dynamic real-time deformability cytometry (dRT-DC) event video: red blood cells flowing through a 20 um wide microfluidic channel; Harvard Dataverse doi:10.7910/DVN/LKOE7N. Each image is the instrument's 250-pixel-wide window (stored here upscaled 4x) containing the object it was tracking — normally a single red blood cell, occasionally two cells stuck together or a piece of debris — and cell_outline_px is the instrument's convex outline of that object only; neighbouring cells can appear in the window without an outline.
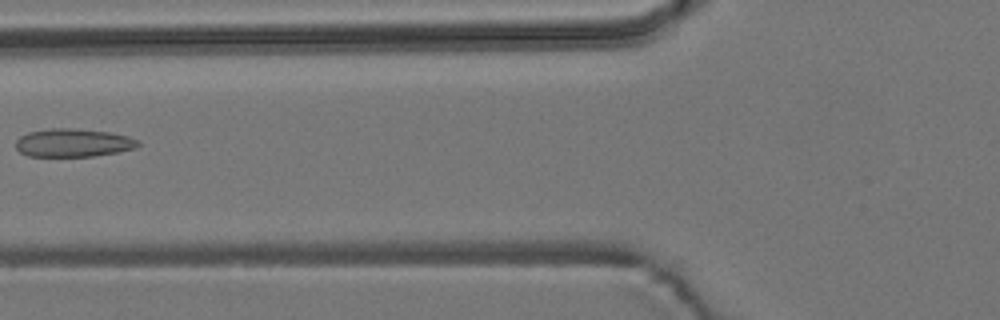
{"species": "common noctule bat (a hibernating species)", "species_latin": "Nyctalus noctula", "temperature_condition": "room temperature", "stored_images_in_passage": 8, "camera_frame_rate_fps": 3000, "um_per_image_px": 0.085, "animal": {"sex": "male", "body_mass_g": 19.2, "forearm_length_mm": 51.8}, "frame": {"image": 1, "passage_image": 7, "time_ms": 8.0, "image_size_px": [1000, 320], "cell_outline_px": [[140, 144], [136, 148], [116, 152], [92, 156], [28, 156], [20, 152], [16, 148], [16, 140], [20, 136], [28, 132], [52, 128], [76, 128], [108, 132], [128, 136], [140, 140]], "centroid_in_image_um": [6.22, 12.13], "position_along_channel_um": 119.6, "area_um2": 20.11}}
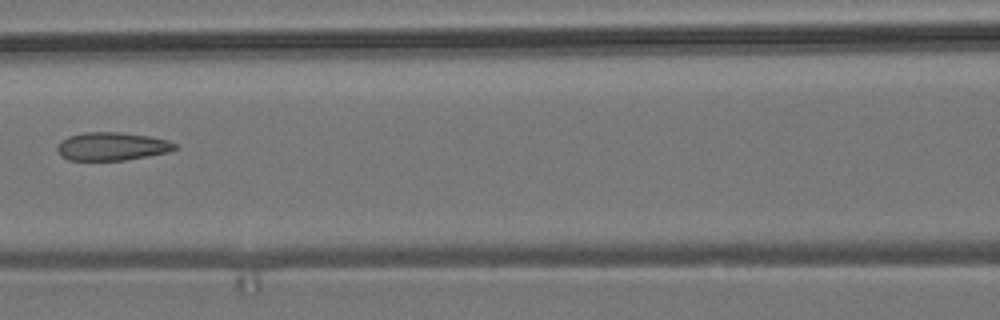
{"frame": {"image": 2, "passage_image": 8, "time_ms": 9.0, "image_size_px": [1000, 320], "cell_outline_px": [[180, 148], [168, 152], [148, 156], [124, 160], [68, 160], [60, 156], [56, 148], [60, 140], [68, 136], [84, 132], [120, 132], [148, 136], [168, 140], [176, 144]], "centroid_in_image_um": [9.5, 12.44], "position_along_channel_um": 157.1, "area_um2": 19.48}}